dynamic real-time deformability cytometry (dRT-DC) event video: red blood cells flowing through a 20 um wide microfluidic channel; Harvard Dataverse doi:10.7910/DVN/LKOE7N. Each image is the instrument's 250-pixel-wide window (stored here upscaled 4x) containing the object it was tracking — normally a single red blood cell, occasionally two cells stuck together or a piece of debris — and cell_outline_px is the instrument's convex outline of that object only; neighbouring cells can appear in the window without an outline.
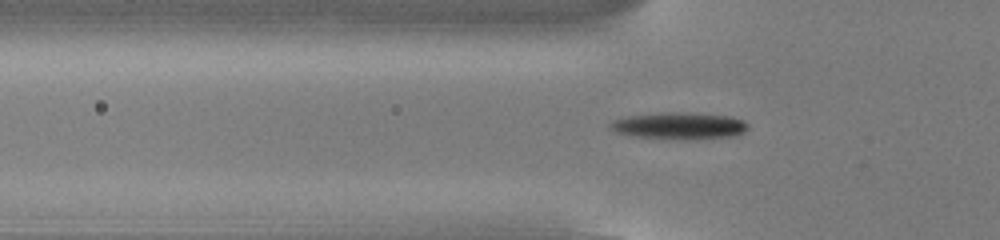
{"species": "common noctule bat (a hibernating species)", "species_latin": "Nyctalus noctula", "temperature_condition": "cold", "stored_images_in_passage": 55, "camera_frame_rate_fps": 3000, "um_per_image_px": 0.085, "animal": {"sex": "male", "body_mass_g": 13.0, "forearm_length_mm": 53.1}, "frame": {"image": 1, "passage_image": 19, "time_ms": 6.0, "image_size_px": [1000, 240], "cell_outline_px": [[748, 128], [744, 132], [736, 136], [692, 140], [684, 140], [632, 136], [616, 132], [608, 128], [608, 124], [612, 120], [628, 116], [660, 112], [680, 112], [728, 116], [744, 120], [748, 124]], "centroid_in_image_um": [57.72, 10.7], "position_along_channel_um": 68.1, "area_um2": 21.91}}
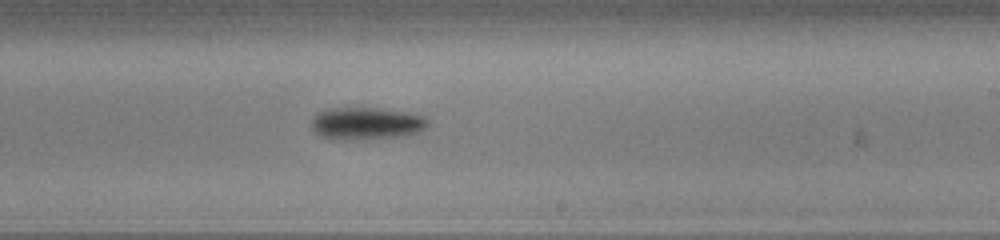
{"frame": {"image": 2, "passage_image": 34, "time_ms": 11.0, "image_size_px": [1000, 240], "cell_outline_px": [[432, 120], [420, 132], [404, 136], [348, 140], [332, 140], [320, 136], [312, 128], [312, 116], [324, 108], [360, 104], [412, 112], [424, 116]], "centroid_in_image_um": [31.13, 10.43], "position_along_channel_um": 257.9, "area_um2": 23.47}}
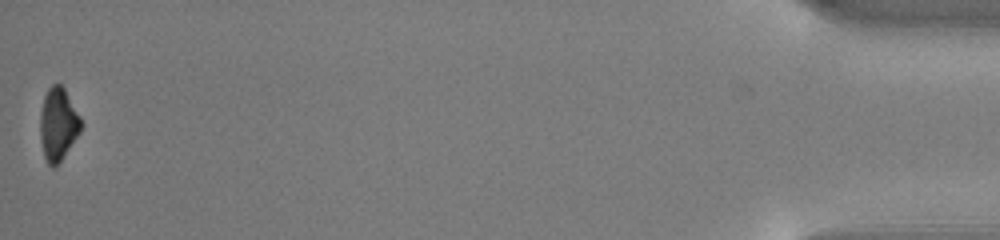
{"frame": {"image": 3, "passage_image": 55, "time_ms": 18.0, "image_size_px": [1000, 240], "cell_outline_px": [[84, 124], [80, 132], [60, 160], [52, 168], [48, 164], [44, 156], [40, 140], [40, 112], [44, 96], [48, 88], [52, 84], [60, 84], [64, 88], [80, 116]], "centroid_in_image_um": [4.93, 10.53], "position_along_channel_um": 430.3, "area_um2": 17.22}, "authors_computed_cell_mechanics": {"area_um2": 19.5942, "velocity_mm_per_s": 3.8236, "shape_relaxation_time_tau1_ms": 1.8499, "shape_relaxation_time_tau2_ms": null, "deformation_change_tau1": 0.1211, "deformation_change_tau2": null}}